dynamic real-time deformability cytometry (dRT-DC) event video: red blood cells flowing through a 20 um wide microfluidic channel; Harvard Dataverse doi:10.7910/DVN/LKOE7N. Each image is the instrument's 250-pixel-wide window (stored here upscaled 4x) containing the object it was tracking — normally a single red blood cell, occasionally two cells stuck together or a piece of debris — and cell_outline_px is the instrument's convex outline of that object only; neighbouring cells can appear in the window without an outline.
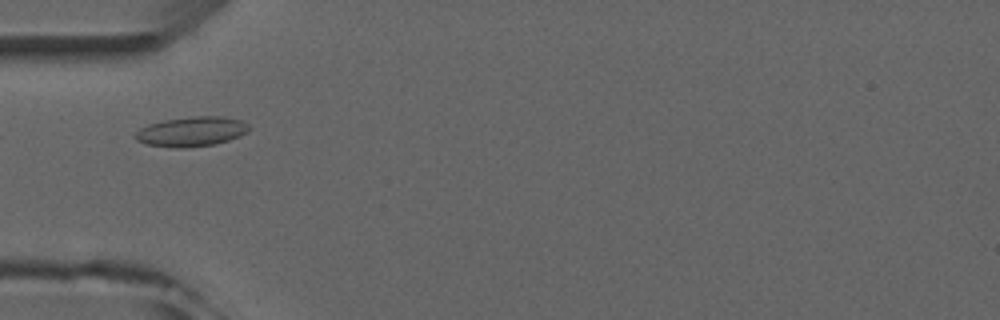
{"species": "common noctule bat (a hibernating species)", "species_latin": "Nyctalus noctula", "temperature_condition": "room temperature", "stored_images_in_passage": 1, "camera_frame_rate_fps": 3000, "um_per_image_px": 0.085, "animal": {"sex": "male", "forearm_length_mm": 52.5}, "frame": {"image": 1, "passage_image": 1, "time_ms": 0.0, "image_size_px": [1000, 320], "cell_outline_px": [[252, 128], [248, 132], [240, 136], [216, 144], [188, 148], [180, 148], [148, 144], [136, 140], [132, 136], [140, 128], [148, 124], [164, 120], [192, 116], [224, 116], [240, 120], [248, 124]], "centroid_in_image_um": [16.3, 11.18], "position_along_channel_um": 68.7, "area_um2": 19.88}}